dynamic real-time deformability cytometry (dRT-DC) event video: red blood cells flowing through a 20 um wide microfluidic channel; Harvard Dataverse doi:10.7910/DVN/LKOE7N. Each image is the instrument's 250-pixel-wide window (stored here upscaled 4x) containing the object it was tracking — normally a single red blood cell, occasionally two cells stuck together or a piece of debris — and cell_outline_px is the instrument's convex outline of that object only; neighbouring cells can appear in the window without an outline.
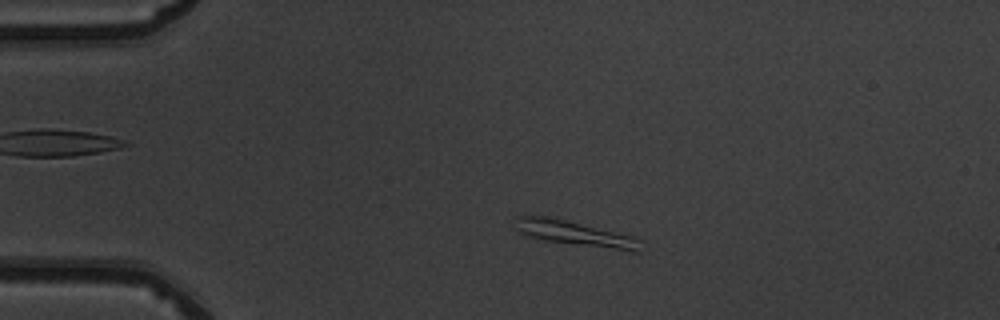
{"species": "common noctule bat (a hibernating species)", "species_latin": "Nyctalus noctula", "temperature_condition": "warm", "stored_images_in_passage": 48, "camera_frame_rate_fps": 3000, "um_per_image_px": 0.085, "animal": {"sex": "male", "body_mass_g": 19.5, "forearm_length_mm": 54.6}, "frame": {"image": 1, "passage_image": 8, "time_ms": 2.333, "image_size_px": [1000, 320], "cell_outline_px": [[640, 252], [632, 252], [544, 240], [528, 236], [512, 228], [516, 216], [528, 212], [548, 216], [632, 236], [640, 240]], "centroid_in_image_um": [48.73, 19.81], "position_along_channel_um": 36.3, "area_um2": 18.5}}
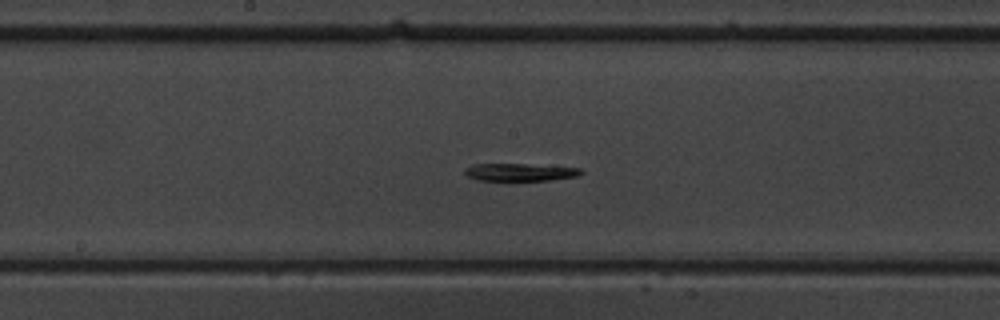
{"frame": {"image": 2, "passage_image": 24, "time_ms": 7.667, "image_size_px": [1000, 320], "cell_outline_px": [[584, 172], [580, 176], [548, 180], [476, 180], [468, 176], [464, 172], [464, 168], [472, 164], [528, 164], [580, 168]], "centroid_in_image_um": [44.2, 14.63], "position_along_channel_um": 204.0, "area_um2": 11.91}}
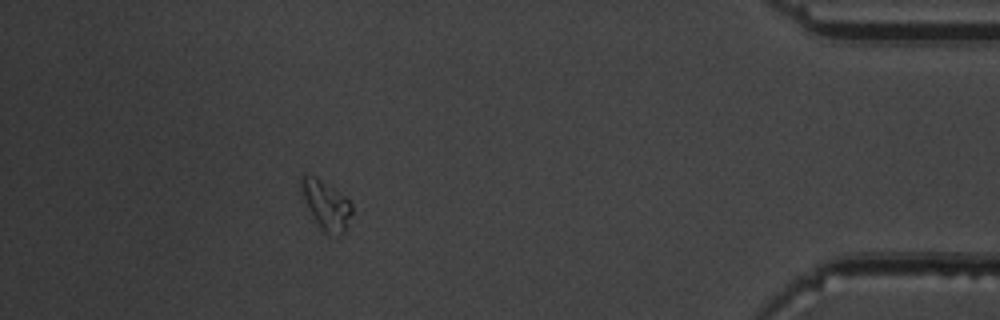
{"frame": {"image": 3, "passage_image": 43, "time_ms": 14.0, "image_size_px": [1000, 320], "cell_outline_px": [[352, 212], [344, 232], [340, 236], [324, 232], [320, 228], [300, 196], [300, 180], [304, 176], [316, 176], [336, 188], [352, 204]], "centroid_in_image_um": [27.7, 17.41], "position_along_channel_um": 407.5, "area_um2": 14.57}}